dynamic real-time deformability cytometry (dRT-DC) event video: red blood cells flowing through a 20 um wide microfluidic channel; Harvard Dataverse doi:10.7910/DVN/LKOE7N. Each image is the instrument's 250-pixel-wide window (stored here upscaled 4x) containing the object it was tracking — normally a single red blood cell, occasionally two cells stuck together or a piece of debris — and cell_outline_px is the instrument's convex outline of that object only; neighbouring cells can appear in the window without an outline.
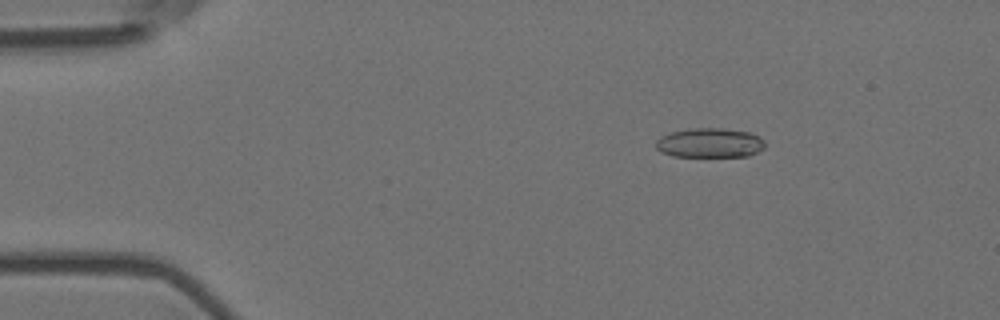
{"species": "Egyptian fruit bat (a non-hibernating species)", "species_latin": "Rousettus aegyptiacus", "temperature_condition": "room temperature", "stored_images_in_passage": 6, "camera_frame_rate_fps": 3000, "um_per_image_px": 0.085, "animal": {"sex": "female"}, "frame": {"image": 1, "passage_image": 3, "time_ms": 0.667, "image_size_px": [1000, 320], "cell_outline_px": [[764, 148], [748, 156], [672, 156], [660, 152], [656, 148], [656, 140], [660, 136], [672, 132], [692, 128], [724, 128], [748, 132], [760, 136], [764, 140]], "centroid_in_image_um": [60.32, 12.14], "position_along_channel_um": 24.7, "area_um2": 18.79}}
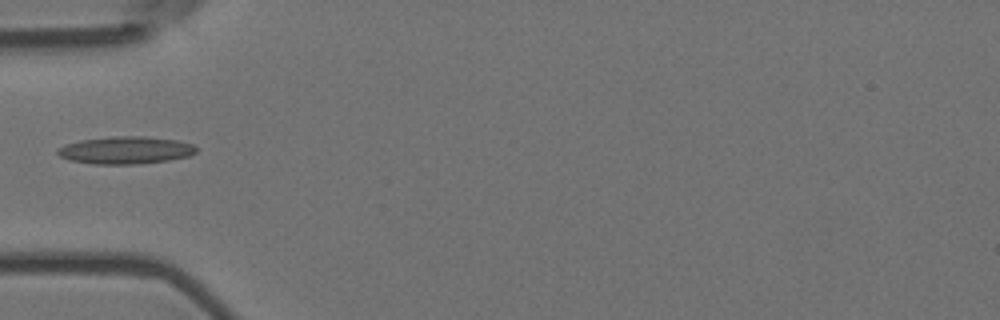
{"frame": {"image": 2, "passage_image": 6, "time_ms": 1.667, "image_size_px": [1000, 320], "cell_outline_px": [[196, 152], [188, 156], [168, 160], [140, 164], [92, 164], [68, 160], [60, 156], [56, 152], [56, 148], [64, 144], [80, 140], [112, 136], [144, 136], [176, 140], [192, 144], [196, 148]], "centroid_in_image_um": [10.62, 12.77], "position_along_channel_um": 74.4, "area_um2": 22.31}}